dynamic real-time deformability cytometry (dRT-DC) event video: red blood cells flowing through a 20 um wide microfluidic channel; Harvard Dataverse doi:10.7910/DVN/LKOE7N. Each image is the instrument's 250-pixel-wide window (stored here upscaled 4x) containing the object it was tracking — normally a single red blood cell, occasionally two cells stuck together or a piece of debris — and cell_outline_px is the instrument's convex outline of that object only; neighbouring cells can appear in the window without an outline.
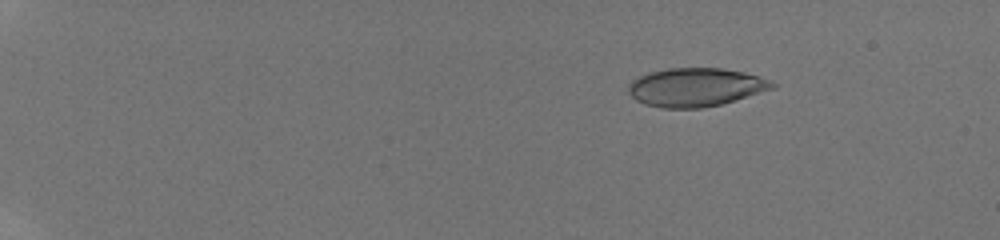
{"species": "human", "species_latin": "Homo sapiens", "temperature_condition": "room temperature", "stored_images_in_passage": 15, "camera_frame_rate_fps": 3000, "um_per_image_px": 0.085, "donor": {"sex": "male"}, "frame": {"image": 1, "passage_image": 5, "time_ms": 2.667, "image_size_px": [1000, 240], "cell_outline_px": [[780, 84], [776, 88], [720, 104], [704, 108], [660, 108], [644, 104], [636, 100], [628, 92], [628, 84], [632, 80], [648, 72], [668, 68], [720, 68], [744, 72], [772, 80]], "centroid_in_image_um": [59.15, 7.41], "position_along_channel_um": 25.9, "area_um2": 32.54}}
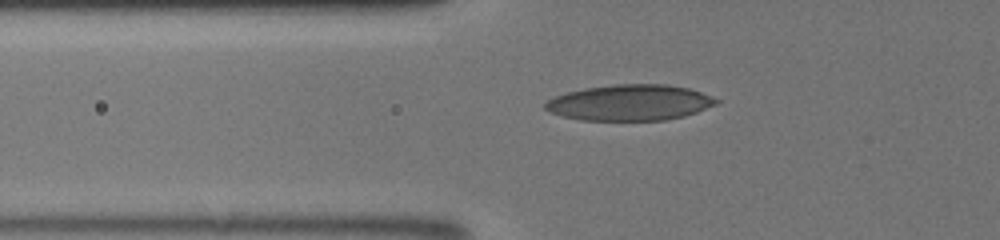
{"frame": {"image": 2, "passage_image": 14, "time_ms": 7.0, "image_size_px": [1000, 240], "cell_outline_px": [[720, 100], [716, 104], [696, 112], [684, 116], [664, 120], [580, 120], [564, 116], [552, 112], [544, 108], [544, 104], [548, 100], [556, 96], [568, 92], [584, 88], [616, 84], [668, 84], [688, 88], [712, 96]], "centroid_in_image_um": [53.56, 8.71], "position_along_channel_um": 72.2, "area_um2": 35.55}}